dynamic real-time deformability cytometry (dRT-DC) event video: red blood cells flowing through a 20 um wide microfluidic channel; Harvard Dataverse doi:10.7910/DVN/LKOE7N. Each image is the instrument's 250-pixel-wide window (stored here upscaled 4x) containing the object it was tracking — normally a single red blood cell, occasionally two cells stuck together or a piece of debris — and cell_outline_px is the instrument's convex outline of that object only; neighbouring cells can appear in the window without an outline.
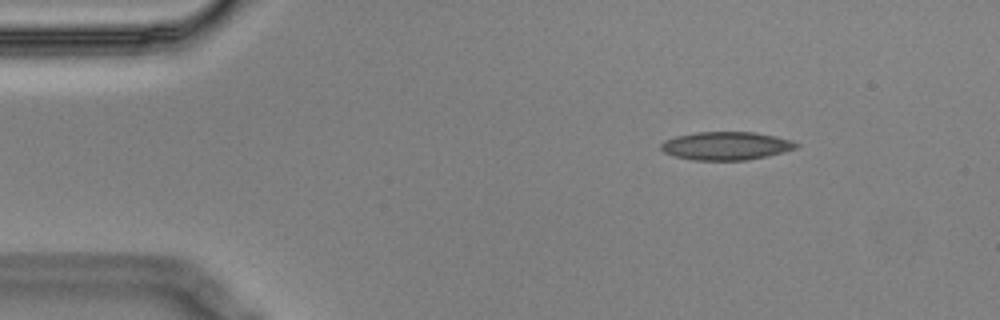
{"species": "Egyptian fruit bat (a non-hibernating species)", "species_latin": "Rousettus aegyptiacus", "temperature_condition": "cold", "stored_images_in_passage": 14, "camera_frame_rate_fps": 3000, "um_per_image_px": 0.085, "animal": {"sex": "male"}, "frame": {"image": 1, "passage_image": 2, "time_ms": 0.333, "image_size_px": [1000, 320], "cell_outline_px": [[800, 144], [796, 148], [784, 152], [768, 156], [744, 160], [692, 160], [676, 156], [664, 152], [660, 148], [660, 144], [664, 140], [676, 136], [696, 132], [756, 132], [776, 136], [792, 140]], "centroid_in_image_um": [61.73, 12.39], "position_along_channel_um": 23.3, "area_um2": 22.31}}
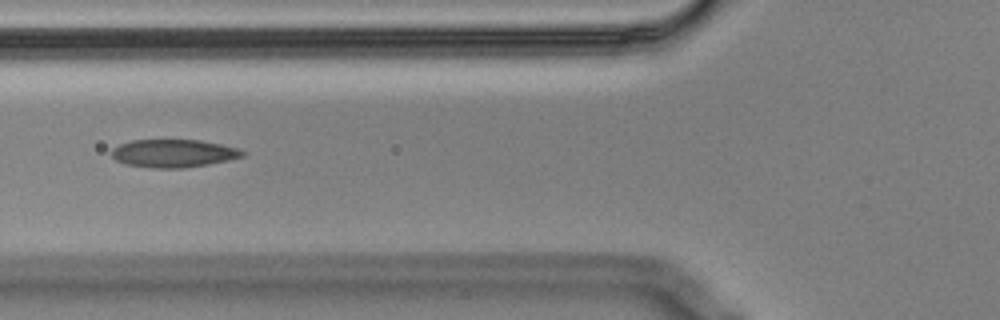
{"frame": {"image": 2, "passage_image": 5, "time_ms": 1.333, "image_size_px": [1000, 320], "cell_outline_px": [[248, 152], [244, 156], [228, 160], [208, 164], [184, 168], [152, 168], [124, 164], [116, 160], [112, 156], [112, 148], [120, 144], [132, 140], [200, 140], [240, 148]], "centroid_in_image_um": [14.77, 13.03], "position_along_channel_um": 111.0, "area_um2": 21.44}}
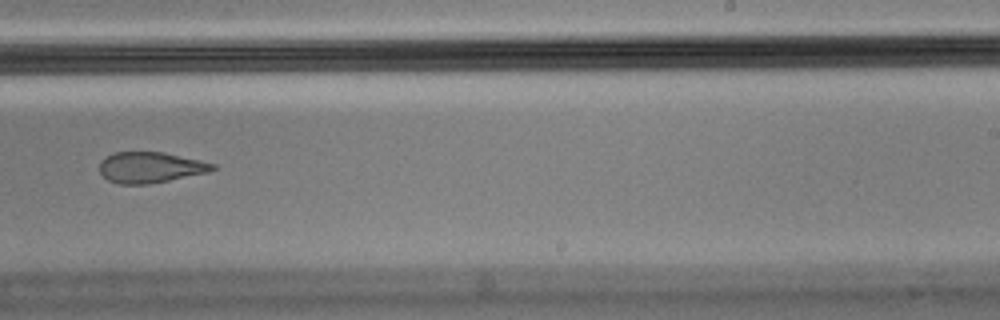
{"frame": {"image": 3, "passage_image": 9, "time_ms": 2.667, "image_size_px": [1000, 320], "cell_outline_px": [[216, 168], [208, 172], [148, 184], [120, 184], [108, 180], [100, 172], [100, 160], [104, 156], [112, 152], [164, 152], [200, 160], [216, 164]], "centroid_in_image_um": [12.75, 14.21], "position_along_channel_um": 276.3, "area_um2": 20.29}}